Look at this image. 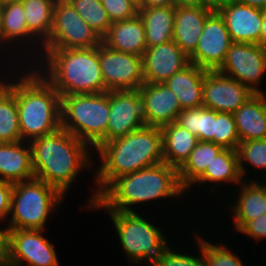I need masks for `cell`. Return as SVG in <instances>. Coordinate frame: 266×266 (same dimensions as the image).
<instances>
[{
	"label": "cell",
	"instance_id": "6da1fadb",
	"mask_svg": "<svg viewBox=\"0 0 266 266\" xmlns=\"http://www.w3.org/2000/svg\"><path fill=\"white\" fill-rule=\"evenodd\" d=\"M95 152L101 161L94 177L97 190L88 198L90 209L116 178L164 162L161 128L145 126L103 143Z\"/></svg>",
	"mask_w": 266,
	"mask_h": 266
},
{
	"label": "cell",
	"instance_id": "7a4b0ae2",
	"mask_svg": "<svg viewBox=\"0 0 266 266\" xmlns=\"http://www.w3.org/2000/svg\"><path fill=\"white\" fill-rule=\"evenodd\" d=\"M29 143L35 178L56 188L63 196L83 169L94 166L92 148L62 127Z\"/></svg>",
	"mask_w": 266,
	"mask_h": 266
},
{
	"label": "cell",
	"instance_id": "3957f363",
	"mask_svg": "<svg viewBox=\"0 0 266 266\" xmlns=\"http://www.w3.org/2000/svg\"><path fill=\"white\" fill-rule=\"evenodd\" d=\"M185 193L178 169L162 162L116 178L98 196L91 209L135 212L130 206L160 198H179Z\"/></svg>",
	"mask_w": 266,
	"mask_h": 266
},
{
	"label": "cell",
	"instance_id": "277c9868",
	"mask_svg": "<svg viewBox=\"0 0 266 266\" xmlns=\"http://www.w3.org/2000/svg\"><path fill=\"white\" fill-rule=\"evenodd\" d=\"M29 64L33 66L21 67L24 71L15 76L19 128L24 142L51 134L61 127L59 92L40 74L34 64ZM26 68L31 69L28 71Z\"/></svg>",
	"mask_w": 266,
	"mask_h": 266
},
{
	"label": "cell",
	"instance_id": "5b68a950",
	"mask_svg": "<svg viewBox=\"0 0 266 266\" xmlns=\"http://www.w3.org/2000/svg\"><path fill=\"white\" fill-rule=\"evenodd\" d=\"M41 53L39 52L38 55H43V58L41 61L38 59L36 69L59 92L60 97L107 92L99 61V46L78 49H42Z\"/></svg>",
	"mask_w": 266,
	"mask_h": 266
},
{
	"label": "cell",
	"instance_id": "8992f818",
	"mask_svg": "<svg viewBox=\"0 0 266 266\" xmlns=\"http://www.w3.org/2000/svg\"><path fill=\"white\" fill-rule=\"evenodd\" d=\"M128 261L157 266L170 247L159 227L135 212L107 211Z\"/></svg>",
	"mask_w": 266,
	"mask_h": 266
},
{
	"label": "cell",
	"instance_id": "52a82bcc",
	"mask_svg": "<svg viewBox=\"0 0 266 266\" xmlns=\"http://www.w3.org/2000/svg\"><path fill=\"white\" fill-rule=\"evenodd\" d=\"M64 196L39 179L13 183L8 230H45L51 213L62 204Z\"/></svg>",
	"mask_w": 266,
	"mask_h": 266
},
{
	"label": "cell",
	"instance_id": "ba28073f",
	"mask_svg": "<svg viewBox=\"0 0 266 266\" xmlns=\"http://www.w3.org/2000/svg\"><path fill=\"white\" fill-rule=\"evenodd\" d=\"M61 127L93 148L105 135L109 91L61 96Z\"/></svg>",
	"mask_w": 266,
	"mask_h": 266
},
{
	"label": "cell",
	"instance_id": "9c48e42d",
	"mask_svg": "<svg viewBox=\"0 0 266 266\" xmlns=\"http://www.w3.org/2000/svg\"><path fill=\"white\" fill-rule=\"evenodd\" d=\"M100 36L80 17L68 0H56L52 29L42 49H78L97 47Z\"/></svg>",
	"mask_w": 266,
	"mask_h": 266
},
{
	"label": "cell",
	"instance_id": "30bf717a",
	"mask_svg": "<svg viewBox=\"0 0 266 266\" xmlns=\"http://www.w3.org/2000/svg\"><path fill=\"white\" fill-rule=\"evenodd\" d=\"M217 71L238 80L253 93H265L259 84L266 73V48L258 44L232 42Z\"/></svg>",
	"mask_w": 266,
	"mask_h": 266
},
{
	"label": "cell",
	"instance_id": "8fae6325",
	"mask_svg": "<svg viewBox=\"0 0 266 266\" xmlns=\"http://www.w3.org/2000/svg\"><path fill=\"white\" fill-rule=\"evenodd\" d=\"M44 230H8V266H61L54 245Z\"/></svg>",
	"mask_w": 266,
	"mask_h": 266
},
{
	"label": "cell",
	"instance_id": "7c38bea8",
	"mask_svg": "<svg viewBox=\"0 0 266 266\" xmlns=\"http://www.w3.org/2000/svg\"><path fill=\"white\" fill-rule=\"evenodd\" d=\"M110 113L106 135L92 148L97 150L103 143L125 136L146 126L139 90L109 91Z\"/></svg>",
	"mask_w": 266,
	"mask_h": 266
},
{
	"label": "cell",
	"instance_id": "4fadbf2b",
	"mask_svg": "<svg viewBox=\"0 0 266 266\" xmlns=\"http://www.w3.org/2000/svg\"><path fill=\"white\" fill-rule=\"evenodd\" d=\"M99 61L106 91L137 90L144 83L143 59L140 56L118 52L101 43Z\"/></svg>",
	"mask_w": 266,
	"mask_h": 266
},
{
	"label": "cell",
	"instance_id": "5bb4252c",
	"mask_svg": "<svg viewBox=\"0 0 266 266\" xmlns=\"http://www.w3.org/2000/svg\"><path fill=\"white\" fill-rule=\"evenodd\" d=\"M231 44L232 40L224 20L214 10L207 17L195 52L189 60L207 71H217L223 64Z\"/></svg>",
	"mask_w": 266,
	"mask_h": 266
},
{
	"label": "cell",
	"instance_id": "9a60e30c",
	"mask_svg": "<svg viewBox=\"0 0 266 266\" xmlns=\"http://www.w3.org/2000/svg\"><path fill=\"white\" fill-rule=\"evenodd\" d=\"M254 93L234 78L207 71L203 81V106L216 112L234 113Z\"/></svg>",
	"mask_w": 266,
	"mask_h": 266
},
{
	"label": "cell",
	"instance_id": "2e32d148",
	"mask_svg": "<svg viewBox=\"0 0 266 266\" xmlns=\"http://www.w3.org/2000/svg\"><path fill=\"white\" fill-rule=\"evenodd\" d=\"M138 90L146 126L161 128L177 121L181 106L175 93L164 83L144 82Z\"/></svg>",
	"mask_w": 266,
	"mask_h": 266
},
{
	"label": "cell",
	"instance_id": "e0dca14e",
	"mask_svg": "<svg viewBox=\"0 0 266 266\" xmlns=\"http://www.w3.org/2000/svg\"><path fill=\"white\" fill-rule=\"evenodd\" d=\"M142 59L144 82L147 83H164L190 63L189 57L174 40L147 47Z\"/></svg>",
	"mask_w": 266,
	"mask_h": 266
},
{
	"label": "cell",
	"instance_id": "ac0fdd59",
	"mask_svg": "<svg viewBox=\"0 0 266 266\" xmlns=\"http://www.w3.org/2000/svg\"><path fill=\"white\" fill-rule=\"evenodd\" d=\"M216 11L224 20L232 42L259 45L262 9L232 1Z\"/></svg>",
	"mask_w": 266,
	"mask_h": 266
},
{
	"label": "cell",
	"instance_id": "d6986e66",
	"mask_svg": "<svg viewBox=\"0 0 266 266\" xmlns=\"http://www.w3.org/2000/svg\"><path fill=\"white\" fill-rule=\"evenodd\" d=\"M213 11L205 6L175 7L173 40L188 57L195 52L204 23Z\"/></svg>",
	"mask_w": 266,
	"mask_h": 266
},
{
	"label": "cell",
	"instance_id": "ffe728a7",
	"mask_svg": "<svg viewBox=\"0 0 266 266\" xmlns=\"http://www.w3.org/2000/svg\"><path fill=\"white\" fill-rule=\"evenodd\" d=\"M34 178L30 143H0V180L17 183Z\"/></svg>",
	"mask_w": 266,
	"mask_h": 266
},
{
	"label": "cell",
	"instance_id": "44dd1931",
	"mask_svg": "<svg viewBox=\"0 0 266 266\" xmlns=\"http://www.w3.org/2000/svg\"><path fill=\"white\" fill-rule=\"evenodd\" d=\"M102 43L112 50L142 57L147 48L142 18L137 15L129 20L113 22Z\"/></svg>",
	"mask_w": 266,
	"mask_h": 266
},
{
	"label": "cell",
	"instance_id": "7402d4cb",
	"mask_svg": "<svg viewBox=\"0 0 266 266\" xmlns=\"http://www.w3.org/2000/svg\"><path fill=\"white\" fill-rule=\"evenodd\" d=\"M207 70L189 63L164 84L177 96L181 109L203 106V81Z\"/></svg>",
	"mask_w": 266,
	"mask_h": 266
},
{
	"label": "cell",
	"instance_id": "603a6c76",
	"mask_svg": "<svg viewBox=\"0 0 266 266\" xmlns=\"http://www.w3.org/2000/svg\"><path fill=\"white\" fill-rule=\"evenodd\" d=\"M233 116L240 142L266 139V93H254Z\"/></svg>",
	"mask_w": 266,
	"mask_h": 266
},
{
	"label": "cell",
	"instance_id": "cb8c5ba5",
	"mask_svg": "<svg viewBox=\"0 0 266 266\" xmlns=\"http://www.w3.org/2000/svg\"><path fill=\"white\" fill-rule=\"evenodd\" d=\"M257 180H252L247 183L243 181L237 193L239 195L235 203L230 208L231 213L234 217L233 228L238 232L240 231L249 221H252L263 214H266V190L263 185Z\"/></svg>",
	"mask_w": 266,
	"mask_h": 266
},
{
	"label": "cell",
	"instance_id": "d4e9b609",
	"mask_svg": "<svg viewBox=\"0 0 266 266\" xmlns=\"http://www.w3.org/2000/svg\"><path fill=\"white\" fill-rule=\"evenodd\" d=\"M2 35L3 43L6 45L8 43V45L6 46L7 48L5 49L6 51L7 49L9 50L13 45L16 47L17 45L15 44H18L19 42V44H21L22 46L25 43H28L27 48L30 43V45H33L31 46V48L35 47L34 50L33 48H30V53H34L33 51H35V55L37 56L35 60L42 58L41 56L38 57L36 51L39 49V51L42 50L41 47L43 46V43L28 29L25 19L24 7L21 0L3 5ZM23 41L28 42L24 43Z\"/></svg>",
	"mask_w": 266,
	"mask_h": 266
},
{
	"label": "cell",
	"instance_id": "484cf974",
	"mask_svg": "<svg viewBox=\"0 0 266 266\" xmlns=\"http://www.w3.org/2000/svg\"><path fill=\"white\" fill-rule=\"evenodd\" d=\"M163 160L179 169L198 143V138L176 121L161 127Z\"/></svg>",
	"mask_w": 266,
	"mask_h": 266
},
{
	"label": "cell",
	"instance_id": "4316f807",
	"mask_svg": "<svg viewBox=\"0 0 266 266\" xmlns=\"http://www.w3.org/2000/svg\"><path fill=\"white\" fill-rule=\"evenodd\" d=\"M147 47H154L173 40L175 6L140 8Z\"/></svg>",
	"mask_w": 266,
	"mask_h": 266
},
{
	"label": "cell",
	"instance_id": "83f0119b",
	"mask_svg": "<svg viewBox=\"0 0 266 266\" xmlns=\"http://www.w3.org/2000/svg\"><path fill=\"white\" fill-rule=\"evenodd\" d=\"M244 180L242 178L240 168H239V157L237 150H232L228 148H224L220 153L216 155L214 160L211 162L210 165L207 166L205 172L186 190L189 192V189H193L192 186L195 184L200 185L209 183L210 182L217 186L225 183H231L240 185ZM217 185V186H216ZM192 187V188H191Z\"/></svg>",
	"mask_w": 266,
	"mask_h": 266
},
{
	"label": "cell",
	"instance_id": "f1b7e54d",
	"mask_svg": "<svg viewBox=\"0 0 266 266\" xmlns=\"http://www.w3.org/2000/svg\"><path fill=\"white\" fill-rule=\"evenodd\" d=\"M19 141L22 139L15 97V79L14 82L10 78L3 79L0 80V143Z\"/></svg>",
	"mask_w": 266,
	"mask_h": 266
},
{
	"label": "cell",
	"instance_id": "f546056e",
	"mask_svg": "<svg viewBox=\"0 0 266 266\" xmlns=\"http://www.w3.org/2000/svg\"><path fill=\"white\" fill-rule=\"evenodd\" d=\"M224 148L209 141H198L185 163L178 169L182 187L187 190Z\"/></svg>",
	"mask_w": 266,
	"mask_h": 266
},
{
	"label": "cell",
	"instance_id": "4dcf8cb0",
	"mask_svg": "<svg viewBox=\"0 0 266 266\" xmlns=\"http://www.w3.org/2000/svg\"><path fill=\"white\" fill-rule=\"evenodd\" d=\"M28 29L44 43L50 35L56 0H21Z\"/></svg>",
	"mask_w": 266,
	"mask_h": 266
},
{
	"label": "cell",
	"instance_id": "1f68e13d",
	"mask_svg": "<svg viewBox=\"0 0 266 266\" xmlns=\"http://www.w3.org/2000/svg\"><path fill=\"white\" fill-rule=\"evenodd\" d=\"M193 133L199 141L214 143V110L205 108L182 109L176 121Z\"/></svg>",
	"mask_w": 266,
	"mask_h": 266
},
{
	"label": "cell",
	"instance_id": "d6a6232c",
	"mask_svg": "<svg viewBox=\"0 0 266 266\" xmlns=\"http://www.w3.org/2000/svg\"><path fill=\"white\" fill-rule=\"evenodd\" d=\"M80 17L102 39L112 25L101 0H68Z\"/></svg>",
	"mask_w": 266,
	"mask_h": 266
},
{
	"label": "cell",
	"instance_id": "836d02e7",
	"mask_svg": "<svg viewBox=\"0 0 266 266\" xmlns=\"http://www.w3.org/2000/svg\"><path fill=\"white\" fill-rule=\"evenodd\" d=\"M237 153L239 157V168L242 175V178L247 173L246 164H249L251 167L260 169V173L266 172V139H257L242 141L239 143L237 148ZM261 169L263 171L261 172ZM265 170V171H264Z\"/></svg>",
	"mask_w": 266,
	"mask_h": 266
},
{
	"label": "cell",
	"instance_id": "e575fe53",
	"mask_svg": "<svg viewBox=\"0 0 266 266\" xmlns=\"http://www.w3.org/2000/svg\"><path fill=\"white\" fill-rule=\"evenodd\" d=\"M214 143L232 150H237L240 140L233 113L214 110Z\"/></svg>",
	"mask_w": 266,
	"mask_h": 266
},
{
	"label": "cell",
	"instance_id": "d590c367",
	"mask_svg": "<svg viewBox=\"0 0 266 266\" xmlns=\"http://www.w3.org/2000/svg\"><path fill=\"white\" fill-rule=\"evenodd\" d=\"M196 239L203 246L205 266H244L240 257L231 252L225 244H212L211 241L199 237V234Z\"/></svg>",
	"mask_w": 266,
	"mask_h": 266
},
{
	"label": "cell",
	"instance_id": "8d00e7d4",
	"mask_svg": "<svg viewBox=\"0 0 266 266\" xmlns=\"http://www.w3.org/2000/svg\"><path fill=\"white\" fill-rule=\"evenodd\" d=\"M196 246L198 245L200 255L192 256L193 254H187L185 252L174 251L176 249H172L171 246L165 252L162 257L161 262L157 266H205L204 254H203V246L199 243L198 240Z\"/></svg>",
	"mask_w": 266,
	"mask_h": 266
},
{
	"label": "cell",
	"instance_id": "74e56055",
	"mask_svg": "<svg viewBox=\"0 0 266 266\" xmlns=\"http://www.w3.org/2000/svg\"><path fill=\"white\" fill-rule=\"evenodd\" d=\"M101 2L111 23L129 20L139 13V9L129 0H101Z\"/></svg>",
	"mask_w": 266,
	"mask_h": 266
},
{
	"label": "cell",
	"instance_id": "f35d334b",
	"mask_svg": "<svg viewBox=\"0 0 266 266\" xmlns=\"http://www.w3.org/2000/svg\"><path fill=\"white\" fill-rule=\"evenodd\" d=\"M239 233H243L246 237L253 238L257 242L266 239V214L249 221Z\"/></svg>",
	"mask_w": 266,
	"mask_h": 266
},
{
	"label": "cell",
	"instance_id": "ab89813d",
	"mask_svg": "<svg viewBox=\"0 0 266 266\" xmlns=\"http://www.w3.org/2000/svg\"><path fill=\"white\" fill-rule=\"evenodd\" d=\"M12 190L13 183L0 180V222L10 215Z\"/></svg>",
	"mask_w": 266,
	"mask_h": 266
},
{
	"label": "cell",
	"instance_id": "60d3db41",
	"mask_svg": "<svg viewBox=\"0 0 266 266\" xmlns=\"http://www.w3.org/2000/svg\"><path fill=\"white\" fill-rule=\"evenodd\" d=\"M1 224V222H0ZM8 229L0 226V263L7 262Z\"/></svg>",
	"mask_w": 266,
	"mask_h": 266
},
{
	"label": "cell",
	"instance_id": "b9f144b4",
	"mask_svg": "<svg viewBox=\"0 0 266 266\" xmlns=\"http://www.w3.org/2000/svg\"><path fill=\"white\" fill-rule=\"evenodd\" d=\"M174 5V0H143L144 8L165 7Z\"/></svg>",
	"mask_w": 266,
	"mask_h": 266
},
{
	"label": "cell",
	"instance_id": "7bdbcfd3",
	"mask_svg": "<svg viewBox=\"0 0 266 266\" xmlns=\"http://www.w3.org/2000/svg\"><path fill=\"white\" fill-rule=\"evenodd\" d=\"M232 1H235V0H203V4L205 7H208L216 11L220 7L227 5Z\"/></svg>",
	"mask_w": 266,
	"mask_h": 266
},
{
	"label": "cell",
	"instance_id": "ee69618b",
	"mask_svg": "<svg viewBox=\"0 0 266 266\" xmlns=\"http://www.w3.org/2000/svg\"><path fill=\"white\" fill-rule=\"evenodd\" d=\"M259 45L266 48V8L262 9V25L261 36L259 38Z\"/></svg>",
	"mask_w": 266,
	"mask_h": 266
},
{
	"label": "cell",
	"instance_id": "f6af8a7d",
	"mask_svg": "<svg viewBox=\"0 0 266 266\" xmlns=\"http://www.w3.org/2000/svg\"><path fill=\"white\" fill-rule=\"evenodd\" d=\"M175 7L192 6L201 7L204 6L203 0H174Z\"/></svg>",
	"mask_w": 266,
	"mask_h": 266
},
{
	"label": "cell",
	"instance_id": "bcb514c9",
	"mask_svg": "<svg viewBox=\"0 0 266 266\" xmlns=\"http://www.w3.org/2000/svg\"><path fill=\"white\" fill-rule=\"evenodd\" d=\"M235 1L251 7H256L260 9L266 8V0H235Z\"/></svg>",
	"mask_w": 266,
	"mask_h": 266
},
{
	"label": "cell",
	"instance_id": "7dc6e473",
	"mask_svg": "<svg viewBox=\"0 0 266 266\" xmlns=\"http://www.w3.org/2000/svg\"><path fill=\"white\" fill-rule=\"evenodd\" d=\"M2 17H3V5L0 4V47H1L0 51H3V50H1V49H3V47L5 48V45L3 43V35H2Z\"/></svg>",
	"mask_w": 266,
	"mask_h": 266
},
{
	"label": "cell",
	"instance_id": "c3c4849f",
	"mask_svg": "<svg viewBox=\"0 0 266 266\" xmlns=\"http://www.w3.org/2000/svg\"><path fill=\"white\" fill-rule=\"evenodd\" d=\"M134 4L138 9L143 8V0H129Z\"/></svg>",
	"mask_w": 266,
	"mask_h": 266
},
{
	"label": "cell",
	"instance_id": "681fc988",
	"mask_svg": "<svg viewBox=\"0 0 266 266\" xmlns=\"http://www.w3.org/2000/svg\"><path fill=\"white\" fill-rule=\"evenodd\" d=\"M15 1H19V0H0V4L5 5V4H8V3L15 2Z\"/></svg>",
	"mask_w": 266,
	"mask_h": 266
},
{
	"label": "cell",
	"instance_id": "f907efd6",
	"mask_svg": "<svg viewBox=\"0 0 266 266\" xmlns=\"http://www.w3.org/2000/svg\"><path fill=\"white\" fill-rule=\"evenodd\" d=\"M266 175V174H265ZM259 182H262L261 184L263 185V187L265 188V190H266V178H265V180L264 181H259ZM265 182V183H264Z\"/></svg>",
	"mask_w": 266,
	"mask_h": 266
},
{
	"label": "cell",
	"instance_id": "816d5d0a",
	"mask_svg": "<svg viewBox=\"0 0 266 266\" xmlns=\"http://www.w3.org/2000/svg\"><path fill=\"white\" fill-rule=\"evenodd\" d=\"M0 266H8L7 263H0Z\"/></svg>",
	"mask_w": 266,
	"mask_h": 266
}]
</instances>
